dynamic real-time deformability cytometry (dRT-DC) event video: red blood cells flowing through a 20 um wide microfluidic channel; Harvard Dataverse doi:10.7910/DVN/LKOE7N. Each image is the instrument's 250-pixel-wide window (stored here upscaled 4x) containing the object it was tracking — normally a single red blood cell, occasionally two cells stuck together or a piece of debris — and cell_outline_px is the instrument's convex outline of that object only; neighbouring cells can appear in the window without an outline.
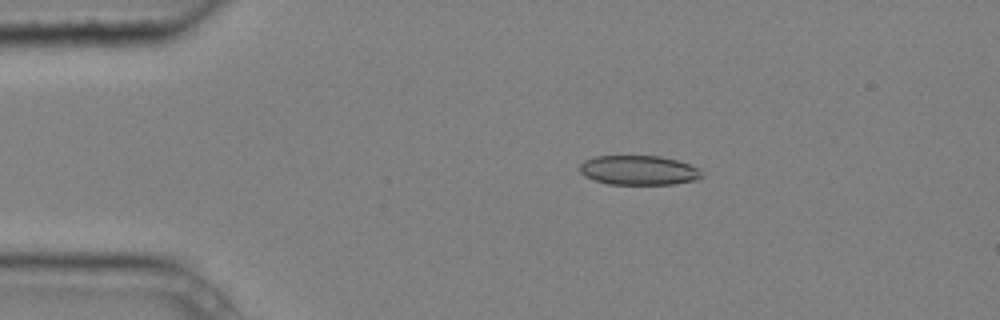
{"species": "common noctule bat (a hibernating species)", "species_latin": "Nyctalus noctula", "temperature_condition": "cold", "stored_images_in_passage": 8, "camera_frame_rate_fps": 3000, "um_per_image_px": 0.085, "animal": {"sex": "male", "body_mass_g": 20.4}, "frame": {"image": 1, "passage_image": 1, "time_ms": 0.0, "image_size_px": [1000, 320], "cell_outline_px": [[704, 176], [700, 180], [672, 184], [608, 184], [584, 176], [580, 172], [580, 164], [584, 160], [596, 156], [660, 156], [676, 160], [688, 164], [696, 168]], "centroid_in_image_um": [54.29, 14.47], "position_along_channel_um": 30.7, "area_um2": 20.92}}
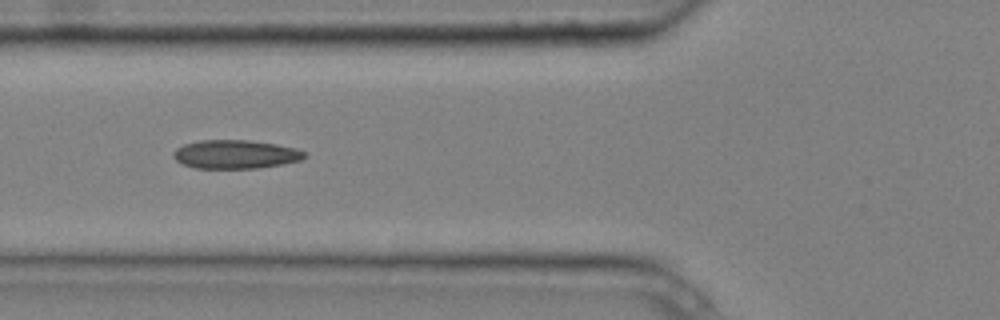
{"frame": {"image": 2, "passage_image": 4, "time_ms": 1.0, "image_size_px": [1000, 320], "cell_outline_px": [[308, 156], [300, 160], [260, 168], [196, 168], [184, 164], [176, 160], [172, 156], [172, 152], [176, 148], [184, 144], [200, 140], [248, 140], [276, 144], [296, 148], [304, 152]], "centroid_in_image_um": [20.0, 13.11], "position_along_channel_um": 105.8, "area_um2": 21.85}}
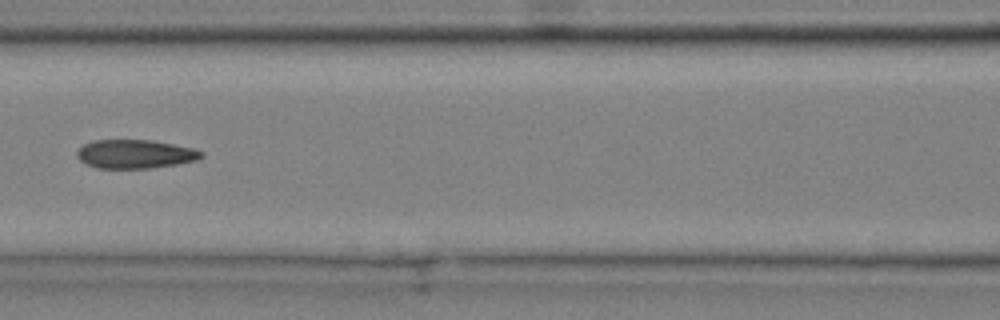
{"frame": {"image": 3, "passage_image": 5, "time_ms": 1.333, "image_size_px": [1000, 320], "cell_outline_px": [[204, 156], [196, 160], [176, 164], [152, 168], [96, 168], [84, 164], [76, 156], [76, 152], [84, 144], [92, 140], [152, 140], [192, 148], [204, 152]], "centroid_in_image_um": [11.45, 13.09], "position_along_channel_um": 155.1, "area_um2": 20.87}}